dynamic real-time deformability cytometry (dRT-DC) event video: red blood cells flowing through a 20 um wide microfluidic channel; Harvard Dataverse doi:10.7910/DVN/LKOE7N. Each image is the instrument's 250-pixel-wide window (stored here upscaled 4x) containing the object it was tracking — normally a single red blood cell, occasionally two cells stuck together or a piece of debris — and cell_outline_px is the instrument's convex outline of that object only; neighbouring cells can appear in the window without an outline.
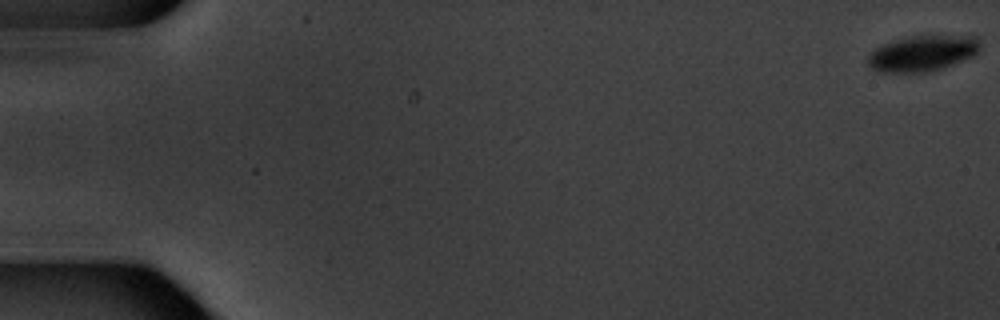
{"species": "common noctule bat (a hibernating species)", "species_latin": "Nyctalus noctula", "temperature_condition": "warm", "stored_images_in_passage": 5, "camera_frame_rate_fps": 3000, "um_per_image_px": 0.085, "animal": {"sex": "male", "body_mass_g": 20.1, "forearm_length_mm": 53.5}, "frame": {"image": 1, "passage_image": 1, "time_ms": 0.0, "image_size_px": [1000, 320], "cell_outline_px": [[980, 52], [972, 56], [932, 72], [880, 72], [872, 68], [868, 64], [868, 56], [876, 48], [884, 44], [908, 36], [976, 36], [980, 44]], "centroid_in_image_um": [78.43, 4.54], "position_along_channel_um": 6.6, "area_um2": 23.18}}
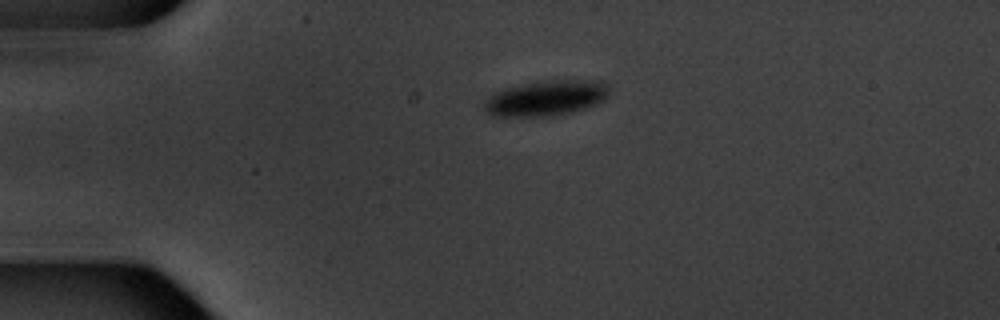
{"frame": {"image": 2, "passage_image": 4, "time_ms": 4.667, "image_size_px": [1000, 320], "cell_outline_px": [[608, 96], [604, 100], [596, 104], [572, 112], [552, 116], [492, 116], [484, 108], [484, 104], [492, 92], [504, 88], [520, 84], [552, 80], [604, 80], [608, 84]], "centroid_in_image_um": [46.44, 8.32], "position_along_channel_um": 38.6, "area_um2": 25.89}}